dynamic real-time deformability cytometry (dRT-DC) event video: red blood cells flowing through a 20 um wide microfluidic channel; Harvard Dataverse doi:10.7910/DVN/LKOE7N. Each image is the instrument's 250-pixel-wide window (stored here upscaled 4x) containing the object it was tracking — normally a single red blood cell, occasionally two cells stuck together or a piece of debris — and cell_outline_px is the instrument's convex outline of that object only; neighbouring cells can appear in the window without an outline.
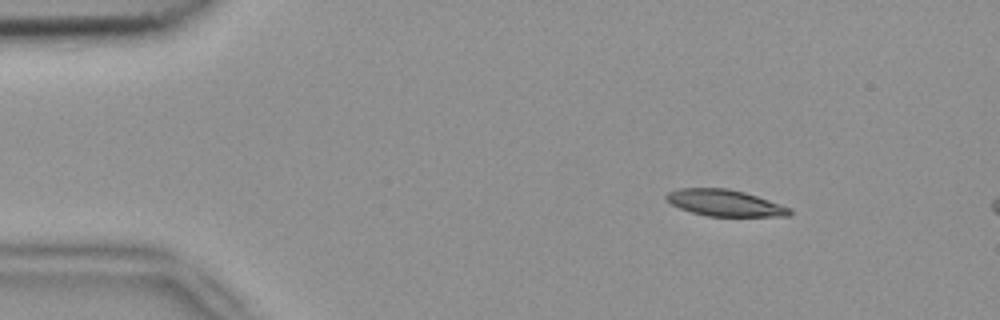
{"species": "common noctule bat (a hibernating species)", "species_latin": "Nyctalus noctula", "temperature_condition": "room temperature", "stored_images_in_passage": 4, "camera_frame_rate_fps": 3000, "um_per_image_px": 0.085, "animal": {"sex": "female", "body_mass_g": 18.4}, "frame": {"image": 1, "passage_image": 1, "time_ms": 0.0, "image_size_px": [1000, 320], "cell_outline_px": [[792, 212], [788, 216], [708, 216], [692, 212], [680, 208], [672, 204], [664, 196], [668, 192], [676, 188], [728, 188], [744, 192], [792, 208]], "centroid_in_image_um": [61.6, 17.24], "position_along_channel_um": 23.4, "area_um2": 18.9}}